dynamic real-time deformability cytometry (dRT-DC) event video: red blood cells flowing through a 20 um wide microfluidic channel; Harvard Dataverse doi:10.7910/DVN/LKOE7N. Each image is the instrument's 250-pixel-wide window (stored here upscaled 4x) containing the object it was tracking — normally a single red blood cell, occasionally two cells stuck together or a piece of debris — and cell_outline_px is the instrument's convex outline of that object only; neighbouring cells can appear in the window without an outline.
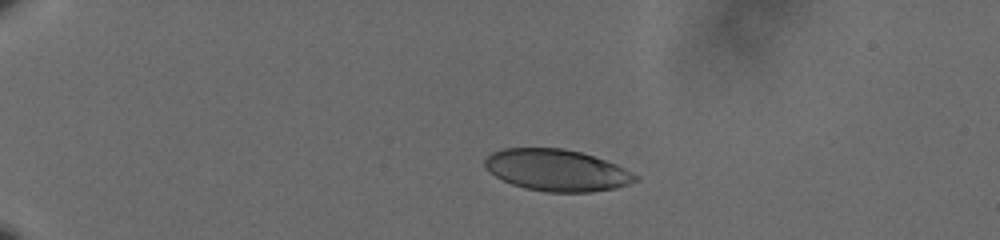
{"species": "human", "species_latin": "Homo sapiens", "temperature_condition": "cold", "stored_images_in_passage": 46, "camera_frame_rate_fps": 3000, "um_per_image_px": 0.085, "donor": {"sex": "male"}, "frame": {"image": 1, "passage_image": 1, "time_ms": 0.0, "image_size_px": [1000, 240], "cell_outline_px": [[640, 176], [636, 180], [628, 184], [616, 188], [592, 192], [548, 192], [524, 188], [512, 184], [496, 176], [484, 164], [484, 160], [492, 152], [504, 148], [560, 148], [580, 152], [616, 164]], "centroid_in_image_um": [47.34, 14.47], "position_along_channel_um": 37.7, "area_um2": 36.24}}
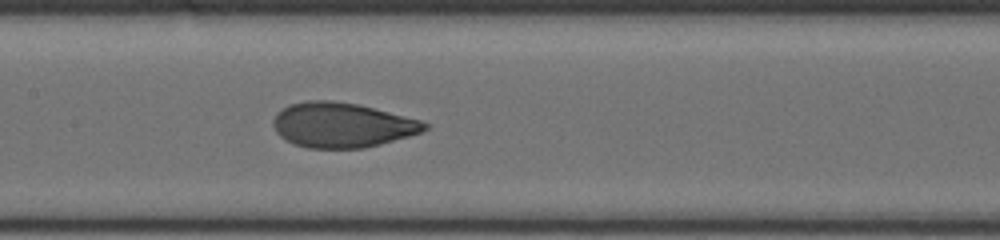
{"frame": {"image": 2, "passage_image": 19, "time_ms": 6.0, "image_size_px": [1000, 240], "cell_outline_px": [[428, 128], [420, 132], [408, 136], [380, 144], [364, 148], [308, 148], [296, 144], [280, 136], [276, 132], [272, 124], [272, 120], [276, 112], [292, 104], [308, 100], [332, 100], [356, 104], [420, 120], [428, 124]], "centroid_in_image_um": [29.03, 10.63], "position_along_channel_um": 178.4, "area_um2": 39.13}}
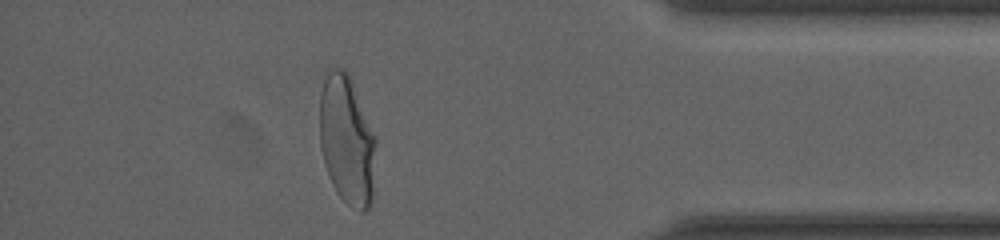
{"frame": {"image": 3, "passage_image": 40, "time_ms": 13.0, "image_size_px": [1000, 240], "cell_outline_px": [[376, 144], [372, 200], [368, 208], [364, 212], [360, 212], [352, 208], [336, 192], [332, 184], [324, 160], [320, 144], [320, 92], [324, 80], [328, 72], [332, 68], [344, 68], [348, 72], [376, 136]], "centroid_in_image_um": [29.5, 11.92], "position_along_channel_um": 405.7, "area_um2": 42.43}, "authors_computed_cell_mechanics": {"area_um2": 39.4774, "velocity_mm_per_s": 3.6205, "shape_relaxation_time_tau1_ms": 4.189, "shape_relaxation_time_tau2_ms": null, "deformation_change_tau1": 0.1683, "deformation_change_tau2": null}}